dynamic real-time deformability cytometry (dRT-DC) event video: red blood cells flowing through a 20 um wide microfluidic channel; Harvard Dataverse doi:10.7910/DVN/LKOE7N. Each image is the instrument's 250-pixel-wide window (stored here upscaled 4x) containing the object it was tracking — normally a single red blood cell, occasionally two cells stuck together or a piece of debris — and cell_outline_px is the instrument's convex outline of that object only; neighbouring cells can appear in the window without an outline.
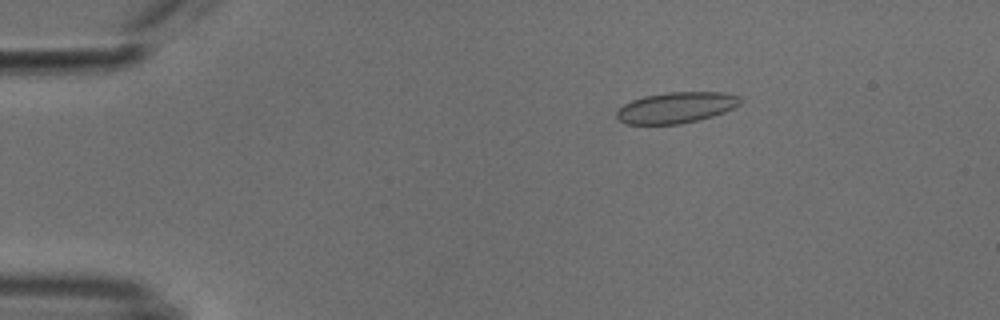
{"species": "common noctule bat (a hibernating species)", "species_latin": "Nyctalus noctula", "temperature_condition": "cold", "stored_images_in_passage": 53, "camera_frame_rate_fps": 3000, "um_per_image_px": 0.085, "animal": {"sex": "male", "body_mass_g": 18.8}, "frame": {"image": 1, "passage_image": 9, "time_ms": 2.667, "image_size_px": [1000, 320], "cell_outline_px": [[744, 100], [740, 104], [724, 112], [700, 120], [680, 124], [628, 124], [620, 120], [616, 116], [616, 112], [624, 104], [632, 100], [644, 96], [668, 92], [720, 92], [740, 96]], "centroid_in_image_um": [57.5, 9.14], "position_along_channel_um": 27.5, "area_um2": 22.31}}
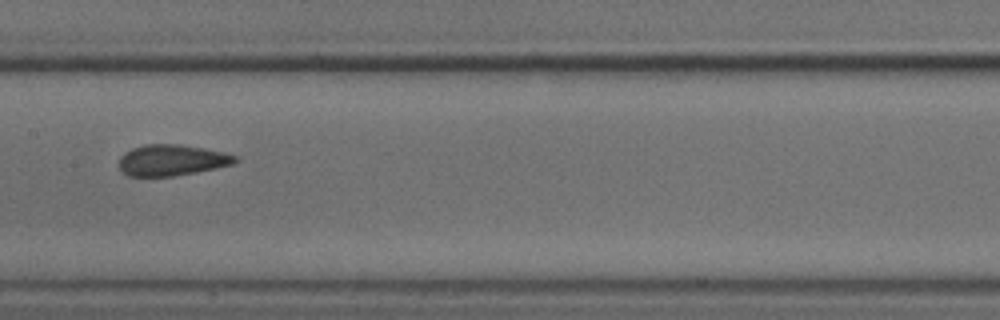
{"frame": {"image": 2, "passage_image": 27, "time_ms": 8.667, "image_size_px": [1000, 320], "cell_outline_px": [[240, 160], [232, 164], [196, 172], [172, 176], [128, 176], [120, 168], [120, 156], [124, 152], [132, 148], [144, 144], [180, 144], [204, 148], [224, 152], [236, 156]], "centroid_in_image_um": [14.6, 13.6], "position_along_channel_um": 192.8, "area_um2": 20.98}}
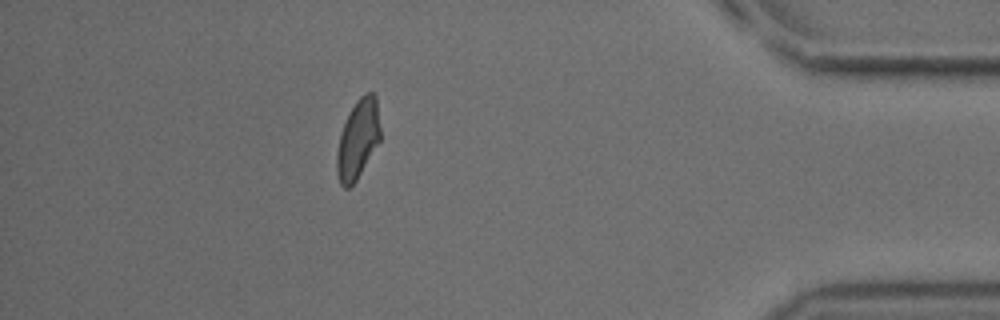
{"frame": {"image": 3, "passage_image": 47, "time_ms": 15.333, "image_size_px": [1000, 320], "cell_outline_px": [[380, 140], [356, 180], [348, 188], [344, 188], [340, 184], [336, 172], [336, 152], [340, 132], [356, 100], [364, 92], [372, 92], [376, 96], [380, 128]], "centroid_in_image_um": [30.41, 11.83], "position_along_channel_um": 404.8, "area_um2": 20.0}, "authors_computed_cell_mechanics": {"area_um2": 21.4438, "velocity_mm_per_s": 3.8099, "shape_relaxation_time_tau1_ms": 6.7646, "shape_relaxation_time_tau2_ms": 1.2756, "deformation_change_tau1": 0.1232, "deformation_change_tau2": 0.0669}}